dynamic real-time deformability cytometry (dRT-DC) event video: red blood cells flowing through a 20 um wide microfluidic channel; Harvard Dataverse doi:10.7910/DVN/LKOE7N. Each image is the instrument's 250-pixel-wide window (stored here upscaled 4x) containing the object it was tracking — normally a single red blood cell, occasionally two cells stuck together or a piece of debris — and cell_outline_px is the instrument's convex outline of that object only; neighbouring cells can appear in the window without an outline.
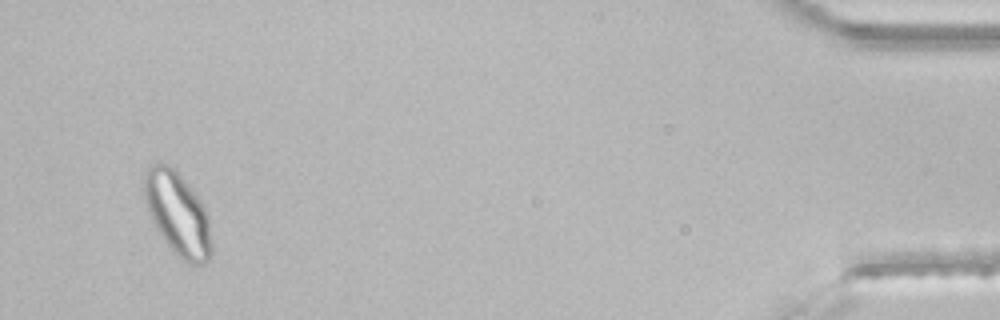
{"species": "common noctule bat (a hibernating species)", "species_latin": "Nyctalus noctula", "temperature_condition": "room temperature", "stored_images_in_passage": 47, "segment_of_instrument_passage": [2, 2], "camera_frame_rate_fps": 3000, "um_per_image_px": 0.085, "animal": {"sex": "male", "body_mass_g": 21.5, "forearm_length_mm": 52.0}, "frame": {"image": 1, "passage_image": 45, "time_ms": 14.667, "image_size_px": [1000, 320], "cell_outline_px": [[212, 252], [208, 260], [204, 264], [188, 264], [176, 256], [156, 228], [148, 212], [144, 196], [144, 172], [152, 164], [168, 164], [176, 168], [196, 196], [204, 208], [208, 220], [212, 244]], "centroid_in_image_um": [15.09, 18.19], "position_along_channel_um": 420.1, "area_um2": 32.48}}